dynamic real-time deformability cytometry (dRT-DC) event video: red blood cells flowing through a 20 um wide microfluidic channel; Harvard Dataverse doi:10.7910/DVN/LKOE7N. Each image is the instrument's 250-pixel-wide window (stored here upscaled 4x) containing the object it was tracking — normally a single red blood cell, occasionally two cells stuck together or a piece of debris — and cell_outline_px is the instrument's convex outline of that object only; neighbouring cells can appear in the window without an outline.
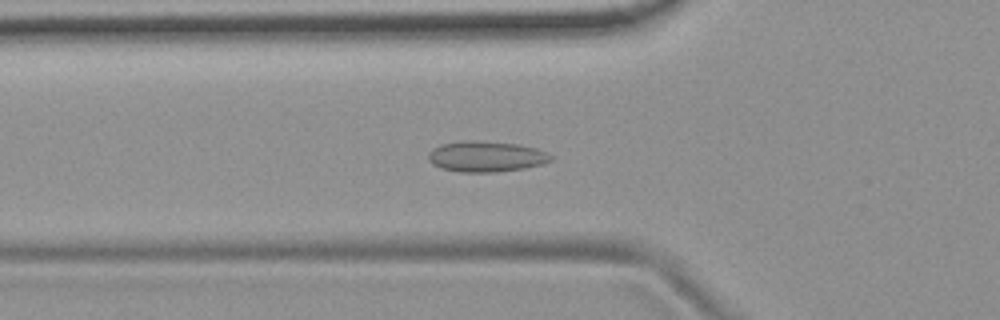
{"species": "common noctule bat (a hibernating species)", "species_latin": "Nyctalus noctula", "temperature_condition": "room temperature", "stored_images_in_passage": 54, "camera_frame_rate_fps": 3000, "um_per_image_px": 0.085, "animal": {"sex": "female", "body_mass_g": 19.9}, "frame": {"image": 1, "passage_image": 19, "time_ms": 6.0, "image_size_px": [1000, 320], "cell_outline_px": [[552, 160], [540, 164], [524, 168], [496, 172], [460, 172], [440, 168], [432, 164], [428, 160], [428, 152], [432, 148], [440, 144], [464, 140], [476, 140], [520, 144], [536, 148], [548, 152], [552, 156]], "centroid_in_image_um": [41.28, 13.29], "position_along_channel_um": 84.5, "area_um2": 22.2}}
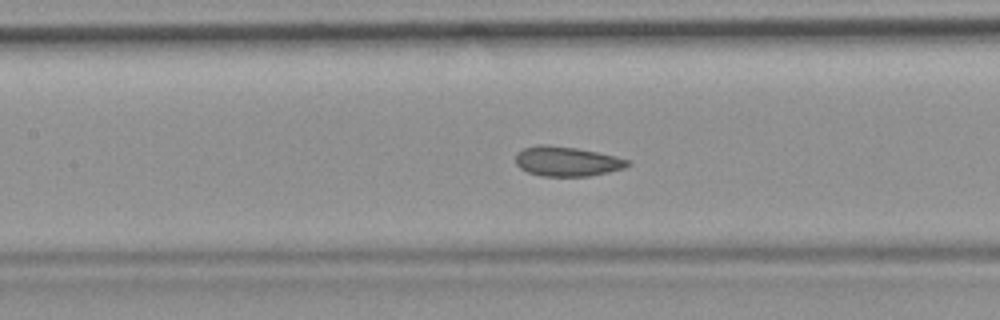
{"frame": {"image": 2, "passage_image": 25, "time_ms": 8.0, "image_size_px": [1000, 320], "cell_outline_px": [[632, 164], [624, 168], [608, 172], [588, 176], [540, 176], [528, 172], [520, 168], [516, 164], [516, 152], [524, 148], [536, 144], [548, 144], [576, 148], [616, 156], [628, 160]], "centroid_in_image_um": [48.16, 13.71], "position_along_channel_um": 159.2, "area_um2": 19.48}}
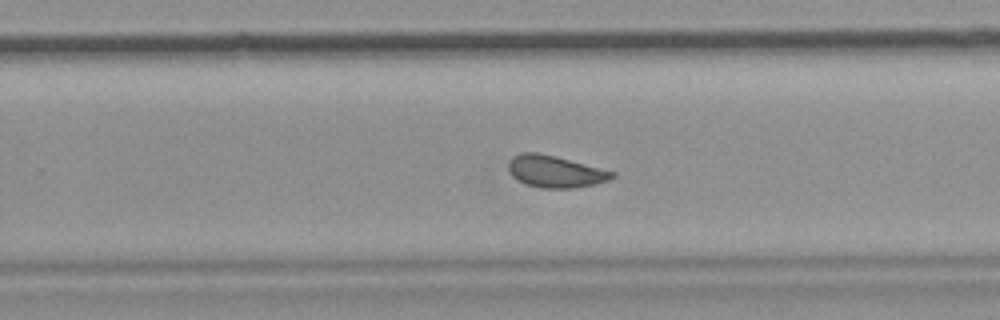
{"frame": {"image": 3, "passage_image": 35, "time_ms": 11.333, "image_size_px": [1000, 320], "cell_outline_px": [[616, 176], [608, 180], [596, 184], [572, 188], [540, 188], [524, 184], [516, 180], [508, 172], [508, 160], [512, 156], [524, 152], [536, 152], [556, 156], [616, 172]], "centroid_in_image_um": [47.16, 14.58], "position_along_channel_um": 282.6, "area_um2": 19.54}, "authors_computed_cell_mechanics": {"area_um2": 20.1144, "velocity_mm_per_s": 3.7157, "shape_relaxation_time_tau1_ms": null, "shape_relaxation_time_tau2_ms": 1.2456, "deformation_change_tau1": null, "deformation_change_tau2": 0.0775}}